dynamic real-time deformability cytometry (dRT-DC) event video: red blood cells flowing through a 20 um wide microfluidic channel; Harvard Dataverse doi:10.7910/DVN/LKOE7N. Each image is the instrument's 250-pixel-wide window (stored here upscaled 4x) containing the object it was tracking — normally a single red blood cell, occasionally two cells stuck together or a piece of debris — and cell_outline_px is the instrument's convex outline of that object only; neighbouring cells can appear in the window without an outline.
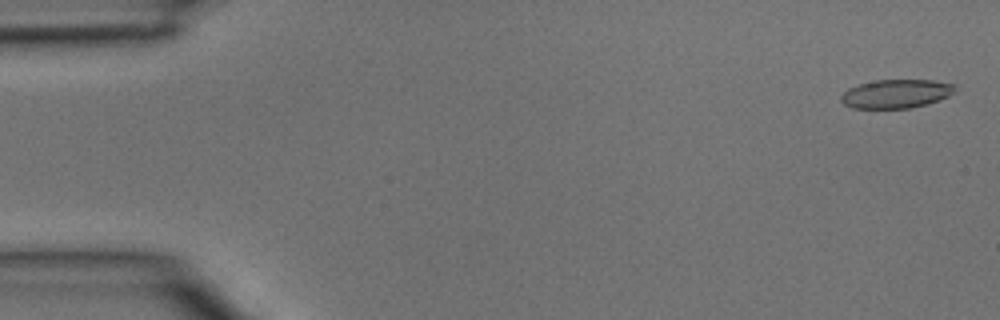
{"species": "common noctule bat (a hibernating species)", "species_latin": "Nyctalus noctula", "temperature_condition": "room temperature", "stored_images_in_passage": 3, "camera_frame_rate_fps": 3000, "um_per_image_px": 0.085, "animal": {"sex": "male", "body_mass_g": 15.6}, "frame": {"image": 1, "passage_image": 1, "time_ms": 0.0, "image_size_px": [1000, 320], "cell_outline_px": [[956, 88], [948, 96], [912, 108], [852, 108], [844, 104], [840, 100], [840, 96], [848, 88], [860, 84], [876, 80], [932, 80], [956, 84]], "centroid_in_image_um": [76.14, 7.96], "position_along_channel_um": 8.9, "area_um2": 18.9}}
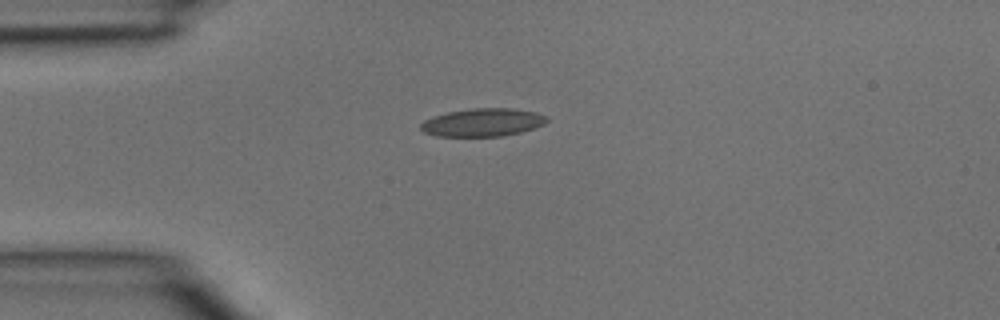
{"frame": {"image": 2, "passage_image": 3, "time_ms": 0.667, "image_size_px": [1000, 320], "cell_outline_px": [[548, 120], [544, 124], [536, 128], [504, 136], [436, 136], [424, 132], [420, 128], [420, 124], [424, 120], [432, 116], [448, 112], [472, 108], [512, 108], [536, 112], [548, 116]], "centroid_in_image_um": [41.05, 10.4], "position_along_channel_um": 44.0, "area_um2": 20.75}}